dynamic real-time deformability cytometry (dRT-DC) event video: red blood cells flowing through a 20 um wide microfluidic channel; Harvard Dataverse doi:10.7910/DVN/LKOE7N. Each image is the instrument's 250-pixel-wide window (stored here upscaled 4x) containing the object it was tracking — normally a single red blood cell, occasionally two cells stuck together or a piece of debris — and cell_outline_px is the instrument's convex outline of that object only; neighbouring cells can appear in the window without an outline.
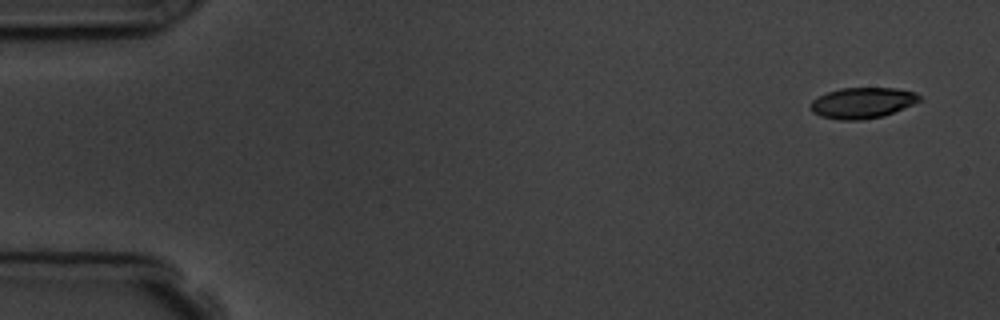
{"species": "common noctule bat (a hibernating species)", "species_latin": "Nyctalus noctula", "temperature_condition": "room temperature", "stored_images_in_passage": 5, "camera_frame_rate_fps": 3000, "um_per_image_px": 0.085, "animal": {"sex": "male", "body_mass_g": 19.5, "forearm_length_mm": 54.6}, "frame": {"image": 1, "passage_image": 1, "time_ms": 0.0, "image_size_px": [1000, 320], "cell_outline_px": [[924, 100], [884, 116], [860, 120], [840, 120], [820, 116], [812, 112], [812, 100], [828, 92], [840, 88], [896, 88], [916, 92]], "centroid_in_image_um": [73.36, 8.74], "position_along_channel_um": 11.6, "area_um2": 19.59}}
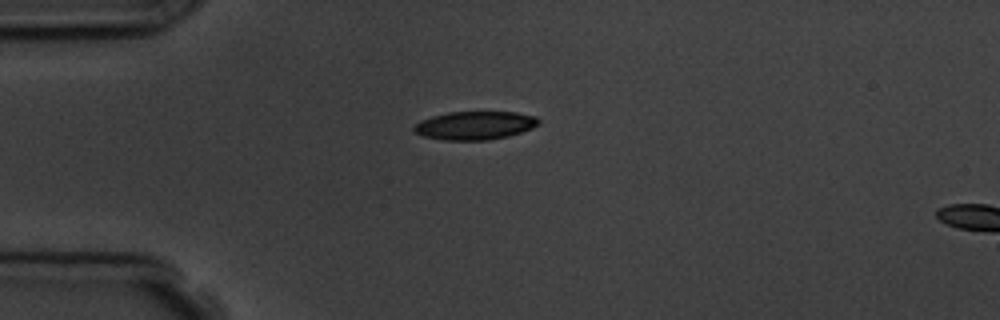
{"frame": {"image": 2, "passage_image": 4, "time_ms": 3.667, "image_size_px": [1000, 320], "cell_outline_px": [[540, 124], [532, 128], [508, 136], [488, 140], [444, 140], [424, 136], [416, 132], [412, 128], [420, 120], [432, 116], [448, 112], [516, 112], [536, 116], [540, 120]], "centroid_in_image_um": [40.38, 10.66], "position_along_channel_um": 44.6, "area_um2": 20.58}}